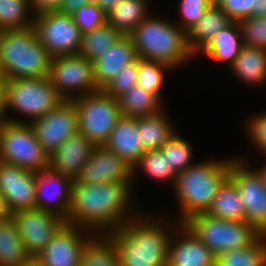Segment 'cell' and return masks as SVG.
Segmentation results:
<instances>
[{
	"label": "cell",
	"instance_id": "1",
	"mask_svg": "<svg viewBox=\"0 0 266 266\" xmlns=\"http://www.w3.org/2000/svg\"><path fill=\"white\" fill-rule=\"evenodd\" d=\"M133 182L84 184L74 182L66 224L107 234L120 228L143 209L135 203ZM133 204V205H132Z\"/></svg>",
	"mask_w": 266,
	"mask_h": 266
},
{
	"label": "cell",
	"instance_id": "2",
	"mask_svg": "<svg viewBox=\"0 0 266 266\" xmlns=\"http://www.w3.org/2000/svg\"><path fill=\"white\" fill-rule=\"evenodd\" d=\"M145 212L106 234L116 246L119 266H167L169 243L181 223Z\"/></svg>",
	"mask_w": 266,
	"mask_h": 266
},
{
	"label": "cell",
	"instance_id": "3",
	"mask_svg": "<svg viewBox=\"0 0 266 266\" xmlns=\"http://www.w3.org/2000/svg\"><path fill=\"white\" fill-rule=\"evenodd\" d=\"M232 159L231 156L197 161L176 175L172 188L179 209L178 216H173V219L182 223L188 217L208 210L220 187L229 178Z\"/></svg>",
	"mask_w": 266,
	"mask_h": 266
},
{
	"label": "cell",
	"instance_id": "4",
	"mask_svg": "<svg viewBox=\"0 0 266 266\" xmlns=\"http://www.w3.org/2000/svg\"><path fill=\"white\" fill-rule=\"evenodd\" d=\"M168 19L154 17L151 13L129 37L138 57L161 62L177 70L196 56L187 45L186 31Z\"/></svg>",
	"mask_w": 266,
	"mask_h": 266
},
{
	"label": "cell",
	"instance_id": "5",
	"mask_svg": "<svg viewBox=\"0 0 266 266\" xmlns=\"http://www.w3.org/2000/svg\"><path fill=\"white\" fill-rule=\"evenodd\" d=\"M51 60L33 26L0 31V71L6 79L48 77Z\"/></svg>",
	"mask_w": 266,
	"mask_h": 266
},
{
	"label": "cell",
	"instance_id": "6",
	"mask_svg": "<svg viewBox=\"0 0 266 266\" xmlns=\"http://www.w3.org/2000/svg\"><path fill=\"white\" fill-rule=\"evenodd\" d=\"M5 94L7 121L18 123H30L41 118L65 101L48 77L6 79ZM12 111L17 112L20 118L9 117Z\"/></svg>",
	"mask_w": 266,
	"mask_h": 266
},
{
	"label": "cell",
	"instance_id": "7",
	"mask_svg": "<svg viewBox=\"0 0 266 266\" xmlns=\"http://www.w3.org/2000/svg\"><path fill=\"white\" fill-rule=\"evenodd\" d=\"M215 256L247 247L260 234L247 222L215 218L204 213L194 214L182 222Z\"/></svg>",
	"mask_w": 266,
	"mask_h": 266
},
{
	"label": "cell",
	"instance_id": "8",
	"mask_svg": "<svg viewBox=\"0 0 266 266\" xmlns=\"http://www.w3.org/2000/svg\"><path fill=\"white\" fill-rule=\"evenodd\" d=\"M72 101L78 114L79 134L96 146L104 145L117 121L123 116L119 100L100 90Z\"/></svg>",
	"mask_w": 266,
	"mask_h": 266
},
{
	"label": "cell",
	"instance_id": "9",
	"mask_svg": "<svg viewBox=\"0 0 266 266\" xmlns=\"http://www.w3.org/2000/svg\"><path fill=\"white\" fill-rule=\"evenodd\" d=\"M49 156L29 123L6 122L0 139L1 161L39 172L49 168Z\"/></svg>",
	"mask_w": 266,
	"mask_h": 266
},
{
	"label": "cell",
	"instance_id": "10",
	"mask_svg": "<svg viewBox=\"0 0 266 266\" xmlns=\"http://www.w3.org/2000/svg\"><path fill=\"white\" fill-rule=\"evenodd\" d=\"M246 157L231 160L229 178L236 184L246 220L260 235H266V185L257 167Z\"/></svg>",
	"mask_w": 266,
	"mask_h": 266
},
{
	"label": "cell",
	"instance_id": "11",
	"mask_svg": "<svg viewBox=\"0 0 266 266\" xmlns=\"http://www.w3.org/2000/svg\"><path fill=\"white\" fill-rule=\"evenodd\" d=\"M48 78L65 100L100 91L93 61L78 54L52 57Z\"/></svg>",
	"mask_w": 266,
	"mask_h": 266
},
{
	"label": "cell",
	"instance_id": "12",
	"mask_svg": "<svg viewBox=\"0 0 266 266\" xmlns=\"http://www.w3.org/2000/svg\"><path fill=\"white\" fill-rule=\"evenodd\" d=\"M33 28L52 57L78 54L82 33L72 15L50 11L34 16Z\"/></svg>",
	"mask_w": 266,
	"mask_h": 266
},
{
	"label": "cell",
	"instance_id": "13",
	"mask_svg": "<svg viewBox=\"0 0 266 266\" xmlns=\"http://www.w3.org/2000/svg\"><path fill=\"white\" fill-rule=\"evenodd\" d=\"M96 235L89 229L65 224L34 259L41 266H81L85 248Z\"/></svg>",
	"mask_w": 266,
	"mask_h": 266
},
{
	"label": "cell",
	"instance_id": "14",
	"mask_svg": "<svg viewBox=\"0 0 266 266\" xmlns=\"http://www.w3.org/2000/svg\"><path fill=\"white\" fill-rule=\"evenodd\" d=\"M27 252L35 258L66 224V220L42 209H26L11 214Z\"/></svg>",
	"mask_w": 266,
	"mask_h": 266
},
{
	"label": "cell",
	"instance_id": "15",
	"mask_svg": "<svg viewBox=\"0 0 266 266\" xmlns=\"http://www.w3.org/2000/svg\"><path fill=\"white\" fill-rule=\"evenodd\" d=\"M29 124L36 139L49 155L69 137L79 133L78 114L72 100L63 101L58 107Z\"/></svg>",
	"mask_w": 266,
	"mask_h": 266
},
{
	"label": "cell",
	"instance_id": "16",
	"mask_svg": "<svg viewBox=\"0 0 266 266\" xmlns=\"http://www.w3.org/2000/svg\"><path fill=\"white\" fill-rule=\"evenodd\" d=\"M0 191L11 214L36 208V172L0 160Z\"/></svg>",
	"mask_w": 266,
	"mask_h": 266
},
{
	"label": "cell",
	"instance_id": "17",
	"mask_svg": "<svg viewBox=\"0 0 266 266\" xmlns=\"http://www.w3.org/2000/svg\"><path fill=\"white\" fill-rule=\"evenodd\" d=\"M74 182L84 184L132 182V168L104 145L96 146Z\"/></svg>",
	"mask_w": 266,
	"mask_h": 266
},
{
	"label": "cell",
	"instance_id": "18",
	"mask_svg": "<svg viewBox=\"0 0 266 266\" xmlns=\"http://www.w3.org/2000/svg\"><path fill=\"white\" fill-rule=\"evenodd\" d=\"M74 179L50 168L36 172V208L66 219L69 212Z\"/></svg>",
	"mask_w": 266,
	"mask_h": 266
},
{
	"label": "cell",
	"instance_id": "19",
	"mask_svg": "<svg viewBox=\"0 0 266 266\" xmlns=\"http://www.w3.org/2000/svg\"><path fill=\"white\" fill-rule=\"evenodd\" d=\"M216 256L181 223L174 231L167 266H215Z\"/></svg>",
	"mask_w": 266,
	"mask_h": 266
},
{
	"label": "cell",
	"instance_id": "20",
	"mask_svg": "<svg viewBox=\"0 0 266 266\" xmlns=\"http://www.w3.org/2000/svg\"><path fill=\"white\" fill-rule=\"evenodd\" d=\"M137 59L138 55L132 39L129 35H122L93 61L94 78L98 88L104 90L123 68Z\"/></svg>",
	"mask_w": 266,
	"mask_h": 266
},
{
	"label": "cell",
	"instance_id": "21",
	"mask_svg": "<svg viewBox=\"0 0 266 266\" xmlns=\"http://www.w3.org/2000/svg\"><path fill=\"white\" fill-rule=\"evenodd\" d=\"M95 147L96 145L82 134L71 136L49 156V168L75 180Z\"/></svg>",
	"mask_w": 266,
	"mask_h": 266
},
{
	"label": "cell",
	"instance_id": "22",
	"mask_svg": "<svg viewBox=\"0 0 266 266\" xmlns=\"http://www.w3.org/2000/svg\"><path fill=\"white\" fill-rule=\"evenodd\" d=\"M140 139L137 117L122 116L117 121L104 146L133 168L138 163L140 157L146 152Z\"/></svg>",
	"mask_w": 266,
	"mask_h": 266
},
{
	"label": "cell",
	"instance_id": "23",
	"mask_svg": "<svg viewBox=\"0 0 266 266\" xmlns=\"http://www.w3.org/2000/svg\"><path fill=\"white\" fill-rule=\"evenodd\" d=\"M233 21L215 3L186 32L187 45L197 57L214 36Z\"/></svg>",
	"mask_w": 266,
	"mask_h": 266
},
{
	"label": "cell",
	"instance_id": "24",
	"mask_svg": "<svg viewBox=\"0 0 266 266\" xmlns=\"http://www.w3.org/2000/svg\"><path fill=\"white\" fill-rule=\"evenodd\" d=\"M229 70L250 87L266 85V50L244 45Z\"/></svg>",
	"mask_w": 266,
	"mask_h": 266
},
{
	"label": "cell",
	"instance_id": "25",
	"mask_svg": "<svg viewBox=\"0 0 266 266\" xmlns=\"http://www.w3.org/2000/svg\"><path fill=\"white\" fill-rule=\"evenodd\" d=\"M243 46L238 22H232L219 31L200 53L211 61L226 63L229 68L239 56Z\"/></svg>",
	"mask_w": 266,
	"mask_h": 266
},
{
	"label": "cell",
	"instance_id": "26",
	"mask_svg": "<svg viewBox=\"0 0 266 266\" xmlns=\"http://www.w3.org/2000/svg\"><path fill=\"white\" fill-rule=\"evenodd\" d=\"M168 114L163 110L155 115L137 117L140 140L146 151L160 150L177 132L175 126H173V120Z\"/></svg>",
	"mask_w": 266,
	"mask_h": 266
},
{
	"label": "cell",
	"instance_id": "27",
	"mask_svg": "<svg viewBox=\"0 0 266 266\" xmlns=\"http://www.w3.org/2000/svg\"><path fill=\"white\" fill-rule=\"evenodd\" d=\"M150 0H121L107 13V23L121 35H129L151 13Z\"/></svg>",
	"mask_w": 266,
	"mask_h": 266
},
{
	"label": "cell",
	"instance_id": "28",
	"mask_svg": "<svg viewBox=\"0 0 266 266\" xmlns=\"http://www.w3.org/2000/svg\"><path fill=\"white\" fill-rule=\"evenodd\" d=\"M32 259L12 218L0 220V266H22Z\"/></svg>",
	"mask_w": 266,
	"mask_h": 266
},
{
	"label": "cell",
	"instance_id": "29",
	"mask_svg": "<svg viewBox=\"0 0 266 266\" xmlns=\"http://www.w3.org/2000/svg\"><path fill=\"white\" fill-rule=\"evenodd\" d=\"M205 213L215 218L245 222L244 204L241 202L236 184L230 178L220 187L218 194Z\"/></svg>",
	"mask_w": 266,
	"mask_h": 266
},
{
	"label": "cell",
	"instance_id": "30",
	"mask_svg": "<svg viewBox=\"0 0 266 266\" xmlns=\"http://www.w3.org/2000/svg\"><path fill=\"white\" fill-rule=\"evenodd\" d=\"M118 100L125 117L151 116L166 109L157 94L146 91L141 85H135Z\"/></svg>",
	"mask_w": 266,
	"mask_h": 266
},
{
	"label": "cell",
	"instance_id": "31",
	"mask_svg": "<svg viewBox=\"0 0 266 266\" xmlns=\"http://www.w3.org/2000/svg\"><path fill=\"white\" fill-rule=\"evenodd\" d=\"M215 266H266V235H259L247 247L220 253Z\"/></svg>",
	"mask_w": 266,
	"mask_h": 266
},
{
	"label": "cell",
	"instance_id": "32",
	"mask_svg": "<svg viewBox=\"0 0 266 266\" xmlns=\"http://www.w3.org/2000/svg\"><path fill=\"white\" fill-rule=\"evenodd\" d=\"M145 173L149 179L154 181L169 182L172 186L175 183L176 173L173 171L171 165L168 164L166 156L160 150L146 151L139 159L138 163L132 168V186L134 188V181L137 173Z\"/></svg>",
	"mask_w": 266,
	"mask_h": 266
},
{
	"label": "cell",
	"instance_id": "33",
	"mask_svg": "<svg viewBox=\"0 0 266 266\" xmlns=\"http://www.w3.org/2000/svg\"><path fill=\"white\" fill-rule=\"evenodd\" d=\"M122 35L108 23L82 34L78 55L89 61L100 57Z\"/></svg>",
	"mask_w": 266,
	"mask_h": 266
},
{
	"label": "cell",
	"instance_id": "34",
	"mask_svg": "<svg viewBox=\"0 0 266 266\" xmlns=\"http://www.w3.org/2000/svg\"><path fill=\"white\" fill-rule=\"evenodd\" d=\"M29 0H0V31L33 26Z\"/></svg>",
	"mask_w": 266,
	"mask_h": 266
},
{
	"label": "cell",
	"instance_id": "35",
	"mask_svg": "<svg viewBox=\"0 0 266 266\" xmlns=\"http://www.w3.org/2000/svg\"><path fill=\"white\" fill-rule=\"evenodd\" d=\"M81 266H119L116 246L106 234L96 235L88 243Z\"/></svg>",
	"mask_w": 266,
	"mask_h": 266
},
{
	"label": "cell",
	"instance_id": "36",
	"mask_svg": "<svg viewBox=\"0 0 266 266\" xmlns=\"http://www.w3.org/2000/svg\"><path fill=\"white\" fill-rule=\"evenodd\" d=\"M160 151L166 156L168 164L176 174L196 163L193 160L195 153L192 144L178 132H175Z\"/></svg>",
	"mask_w": 266,
	"mask_h": 266
},
{
	"label": "cell",
	"instance_id": "37",
	"mask_svg": "<svg viewBox=\"0 0 266 266\" xmlns=\"http://www.w3.org/2000/svg\"><path fill=\"white\" fill-rule=\"evenodd\" d=\"M173 70L167 64L139 57L137 85H141L146 91L157 94L162 99L166 74Z\"/></svg>",
	"mask_w": 266,
	"mask_h": 266
},
{
	"label": "cell",
	"instance_id": "38",
	"mask_svg": "<svg viewBox=\"0 0 266 266\" xmlns=\"http://www.w3.org/2000/svg\"><path fill=\"white\" fill-rule=\"evenodd\" d=\"M243 45L266 50V16L247 17L238 22Z\"/></svg>",
	"mask_w": 266,
	"mask_h": 266
},
{
	"label": "cell",
	"instance_id": "39",
	"mask_svg": "<svg viewBox=\"0 0 266 266\" xmlns=\"http://www.w3.org/2000/svg\"><path fill=\"white\" fill-rule=\"evenodd\" d=\"M214 3L215 0H179L180 18L174 22L187 32Z\"/></svg>",
	"mask_w": 266,
	"mask_h": 266
},
{
	"label": "cell",
	"instance_id": "40",
	"mask_svg": "<svg viewBox=\"0 0 266 266\" xmlns=\"http://www.w3.org/2000/svg\"><path fill=\"white\" fill-rule=\"evenodd\" d=\"M139 72V57L138 59L123 68L117 76L106 86L104 91L118 99L121 95L126 93L132 87L137 85Z\"/></svg>",
	"mask_w": 266,
	"mask_h": 266
},
{
	"label": "cell",
	"instance_id": "41",
	"mask_svg": "<svg viewBox=\"0 0 266 266\" xmlns=\"http://www.w3.org/2000/svg\"><path fill=\"white\" fill-rule=\"evenodd\" d=\"M72 17L82 34L107 23V13L94 3L84 5Z\"/></svg>",
	"mask_w": 266,
	"mask_h": 266
},
{
	"label": "cell",
	"instance_id": "42",
	"mask_svg": "<svg viewBox=\"0 0 266 266\" xmlns=\"http://www.w3.org/2000/svg\"><path fill=\"white\" fill-rule=\"evenodd\" d=\"M248 118L244 124L248 141L260 152L262 157L266 156V112L254 113Z\"/></svg>",
	"mask_w": 266,
	"mask_h": 266
},
{
	"label": "cell",
	"instance_id": "43",
	"mask_svg": "<svg viewBox=\"0 0 266 266\" xmlns=\"http://www.w3.org/2000/svg\"><path fill=\"white\" fill-rule=\"evenodd\" d=\"M258 0H215V4L233 21L253 17V8Z\"/></svg>",
	"mask_w": 266,
	"mask_h": 266
},
{
	"label": "cell",
	"instance_id": "44",
	"mask_svg": "<svg viewBox=\"0 0 266 266\" xmlns=\"http://www.w3.org/2000/svg\"><path fill=\"white\" fill-rule=\"evenodd\" d=\"M62 0H29L30 7L34 16L50 12L58 11Z\"/></svg>",
	"mask_w": 266,
	"mask_h": 266
},
{
	"label": "cell",
	"instance_id": "45",
	"mask_svg": "<svg viewBox=\"0 0 266 266\" xmlns=\"http://www.w3.org/2000/svg\"><path fill=\"white\" fill-rule=\"evenodd\" d=\"M90 3H92V0H62L58 11L72 15L84 5Z\"/></svg>",
	"mask_w": 266,
	"mask_h": 266
},
{
	"label": "cell",
	"instance_id": "46",
	"mask_svg": "<svg viewBox=\"0 0 266 266\" xmlns=\"http://www.w3.org/2000/svg\"><path fill=\"white\" fill-rule=\"evenodd\" d=\"M5 92H6V78L0 75V116L6 117L5 110Z\"/></svg>",
	"mask_w": 266,
	"mask_h": 266
},
{
	"label": "cell",
	"instance_id": "47",
	"mask_svg": "<svg viewBox=\"0 0 266 266\" xmlns=\"http://www.w3.org/2000/svg\"><path fill=\"white\" fill-rule=\"evenodd\" d=\"M121 0H92L105 13L110 12Z\"/></svg>",
	"mask_w": 266,
	"mask_h": 266
},
{
	"label": "cell",
	"instance_id": "48",
	"mask_svg": "<svg viewBox=\"0 0 266 266\" xmlns=\"http://www.w3.org/2000/svg\"><path fill=\"white\" fill-rule=\"evenodd\" d=\"M11 217V213L6 205L5 198L0 191V220H5Z\"/></svg>",
	"mask_w": 266,
	"mask_h": 266
},
{
	"label": "cell",
	"instance_id": "49",
	"mask_svg": "<svg viewBox=\"0 0 266 266\" xmlns=\"http://www.w3.org/2000/svg\"><path fill=\"white\" fill-rule=\"evenodd\" d=\"M266 16V0H258L257 8H253V17Z\"/></svg>",
	"mask_w": 266,
	"mask_h": 266
},
{
	"label": "cell",
	"instance_id": "50",
	"mask_svg": "<svg viewBox=\"0 0 266 266\" xmlns=\"http://www.w3.org/2000/svg\"><path fill=\"white\" fill-rule=\"evenodd\" d=\"M266 160V156H263ZM263 160V164L260 163V167H258V172L261 174L262 178H263V181L266 185V161Z\"/></svg>",
	"mask_w": 266,
	"mask_h": 266
},
{
	"label": "cell",
	"instance_id": "51",
	"mask_svg": "<svg viewBox=\"0 0 266 266\" xmlns=\"http://www.w3.org/2000/svg\"><path fill=\"white\" fill-rule=\"evenodd\" d=\"M6 122H7V118L0 116V139H1V133H2L3 127L6 124Z\"/></svg>",
	"mask_w": 266,
	"mask_h": 266
},
{
	"label": "cell",
	"instance_id": "52",
	"mask_svg": "<svg viewBox=\"0 0 266 266\" xmlns=\"http://www.w3.org/2000/svg\"><path fill=\"white\" fill-rule=\"evenodd\" d=\"M22 266H41L34 258L29 261L27 264H24Z\"/></svg>",
	"mask_w": 266,
	"mask_h": 266
}]
</instances>
